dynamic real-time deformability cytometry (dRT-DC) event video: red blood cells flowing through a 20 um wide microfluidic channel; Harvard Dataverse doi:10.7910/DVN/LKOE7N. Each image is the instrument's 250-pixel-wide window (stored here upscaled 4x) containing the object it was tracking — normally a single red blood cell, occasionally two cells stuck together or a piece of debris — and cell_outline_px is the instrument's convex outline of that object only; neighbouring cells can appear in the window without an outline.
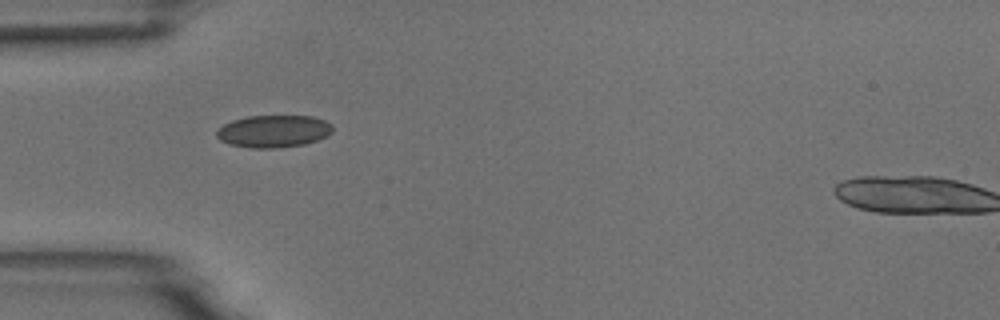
{"species": "common noctule bat (a hibernating species)", "species_latin": "Nyctalus noctula", "temperature_condition": "room temperature", "stored_images_in_passage": 4, "camera_frame_rate_fps": 3000, "um_per_image_px": 0.085, "animal": {"sex": "male", "body_mass_g": 18.8}, "frame": {"image": 1, "passage_image": 1, "time_ms": 0.0, "image_size_px": [1000, 320], "cell_outline_px": [[332, 132], [328, 136], [304, 144], [276, 148], [248, 148], [228, 144], [220, 140], [216, 136], [216, 132], [224, 124], [232, 120], [248, 116], [312, 116], [324, 120], [332, 124]], "centroid_in_image_um": [23.25, 11.16], "position_along_channel_um": 61.8, "area_um2": 21.91}}